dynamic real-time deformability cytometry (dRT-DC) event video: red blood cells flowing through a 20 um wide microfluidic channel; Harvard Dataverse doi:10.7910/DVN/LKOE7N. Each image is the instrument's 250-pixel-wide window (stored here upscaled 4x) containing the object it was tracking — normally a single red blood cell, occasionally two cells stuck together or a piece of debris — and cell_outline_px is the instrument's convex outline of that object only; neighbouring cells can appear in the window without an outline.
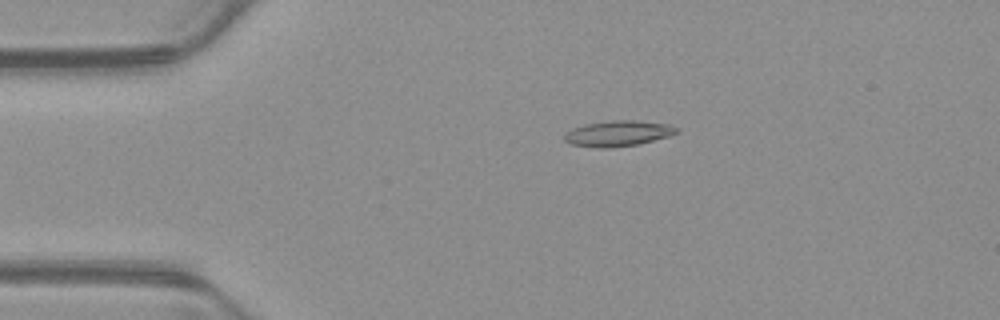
{"species": "common noctule bat (a hibernating species)", "species_latin": "Nyctalus noctula", "temperature_condition": "warm", "stored_images_in_passage": 17, "camera_frame_rate_fps": 3000, "um_per_image_px": 0.085, "animal": {"sex": "male", "body_mass_g": 23.1, "forearm_length_mm": 52.7}, "frame": {"image": 1, "passage_image": 4, "time_ms": 1.0, "image_size_px": [1000, 320], "cell_outline_px": [[680, 128], [676, 132], [668, 136], [636, 144], [608, 148], [600, 148], [568, 144], [564, 140], [564, 136], [572, 128], [584, 124], [612, 120], [636, 120], [668, 124]], "centroid_in_image_um": [52.49, 11.33], "position_along_channel_um": 32.5, "area_um2": 16.65}}
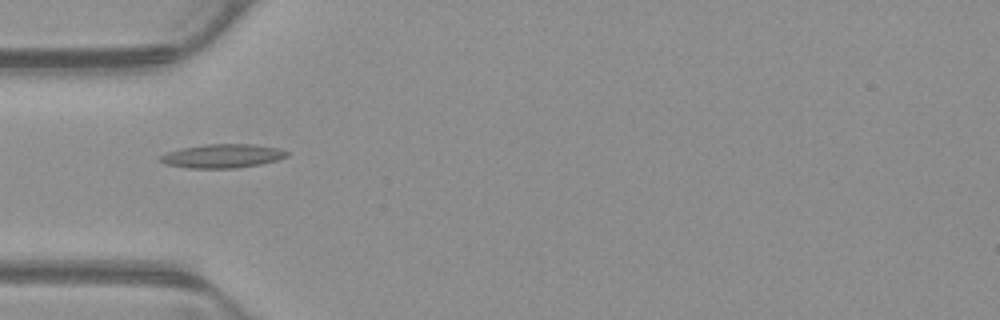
{"frame": {"image": 2, "passage_image": 10, "time_ms": 3.0, "image_size_px": [1000, 320], "cell_outline_px": [[288, 156], [276, 160], [260, 164], [236, 168], [188, 168], [164, 164], [160, 160], [160, 156], [168, 152], [180, 148], [204, 144], [252, 144], [280, 148], [288, 152]], "centroid_in_image_um": [18.9, 13.25], "position_along_channel_um": 66.1, "area_um2": 17.57}}